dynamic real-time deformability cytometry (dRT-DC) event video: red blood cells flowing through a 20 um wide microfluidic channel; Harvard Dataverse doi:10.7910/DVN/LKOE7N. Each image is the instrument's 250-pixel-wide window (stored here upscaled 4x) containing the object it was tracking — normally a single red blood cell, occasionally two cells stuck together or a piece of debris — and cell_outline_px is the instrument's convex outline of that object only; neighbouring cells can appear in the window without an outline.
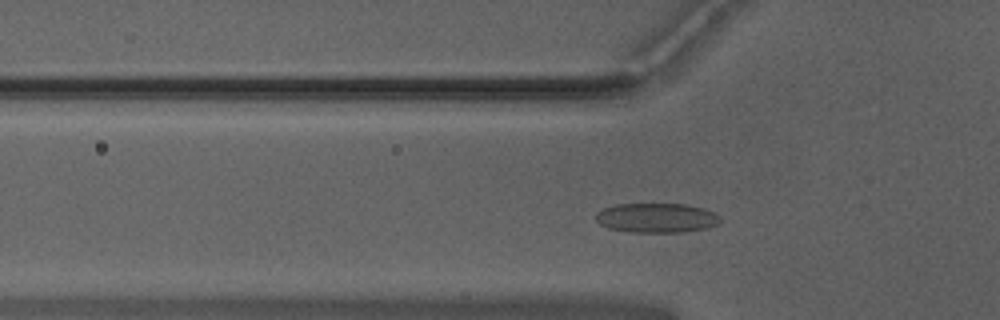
{"species": "Egyptian fruit bat (a non-hibernating species)", "species_latin": "Rousettus aegyptiacus", "temperature_condition": "warm", "stored_images_in_passage": 44, "camera_frame_rate_fps": 3000, "um_per_image_px": 0.085, "animal": {"sex": "male"}, "frame": {"image": 1, "passage_image": 8, "time_ms": 2.333, "image_size_px": [1000, 320], "cell_outline_px": [[720, 224], [708, 228], [684, 232], [628, 232], [608, 228], [600, 224], [596, 220], [596, 212], [604, 208], [616, 204], [688, 204], [704, 208], [720, 216]], "centroid_in_image_um": [55.82, 18.52], "position_along_channel_um": 70.0, "area_um2": 21.62}}
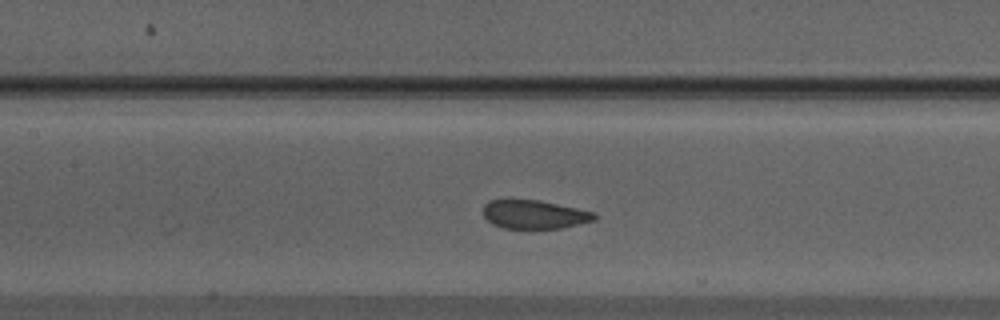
{"frame": {"image": 2, "passage_image": 15, "time_ms": 4.667, "image_size_px": [1000, 320], "cell_outline_px": [[596, 220], [560, 228], [504, 228], [492, 224], [484, 216], [484, 204], [488, 200], [540, 200], [596, 212]], "centroid_in_image_um": [45.43, 18.22], "position_along_channel_um": 162.0, "area_um2": 18.5}}
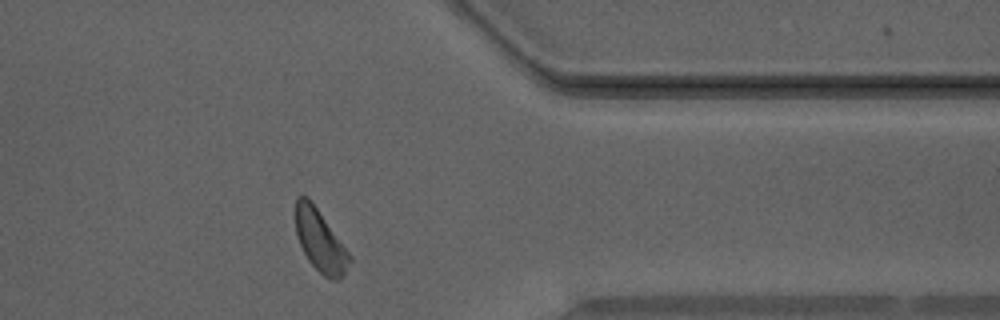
{"frame": {"image": 3, "passage_image": 33, "time_ms": 10.667, "image_size_px": [1000, 320], "cell_outline_px": [[352, 260], [344, 276], [340, 280], [332, 280], [324, 276], [308, 260], [300, 244], [296, 232], [296, 200], [300, 196], [308, 196], [352, 256]], "centroid_in_image_um": [27.25, 20.5], "position_along_channel_um": 384.2, "area_um2": 19.31}, "authors_computed_cell_mechanics": {"area_um2": 19.8543, "velocity_mm_per_s": 3.9329, "shape_relaxation_time_tau1_ms": 1.6298, "shape_relaxation_time_tau2_ms": null, "deformation_change_tau1": 0.0743, "deformation_change_tau2": null}}